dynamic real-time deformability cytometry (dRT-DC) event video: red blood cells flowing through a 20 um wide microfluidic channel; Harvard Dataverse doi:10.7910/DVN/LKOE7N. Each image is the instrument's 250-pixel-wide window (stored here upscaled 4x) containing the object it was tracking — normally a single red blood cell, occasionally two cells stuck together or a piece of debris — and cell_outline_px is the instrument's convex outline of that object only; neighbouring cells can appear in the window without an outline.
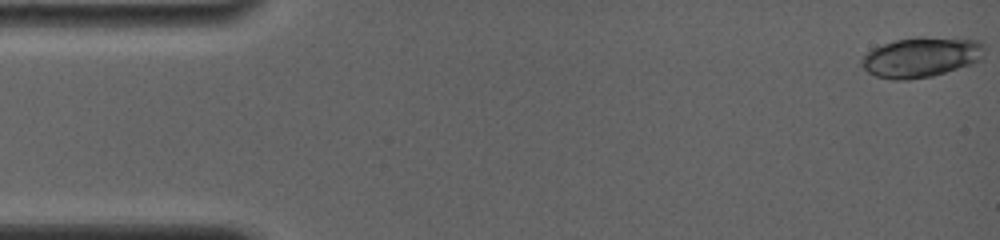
{"species": "common noctule bat (a hibernating species)", "species_latin": "Nyctalus noctula", "temperature_condition": "room temperature", "stored_images_in_passage": 24, "camera_frame_rate_fps": 4000, "um_per_image_px": 0.085, "animal": {"sex": "female", "body_mass_g": 19.0, "forearm_length_mm": 56.7}, "frame": {"image": 1, "passage_image": 1, "time_ms": 0.0, "image_size_px": [1000, 240], "cell_outline_px": [[984, 48], [980, 60], [972, 64], [932, 76], [908, 80], [892, 80], [876, 76], [868, 72], [860, 64], [860, 60], [872, 48], [896, 40], [920, 36], [924, 36], [980, 40], [984, 44]], "centroid_in_image_um": [78.3, 4.85], "position_along_channel_um": 6.7, "area_um2": 28.84}}
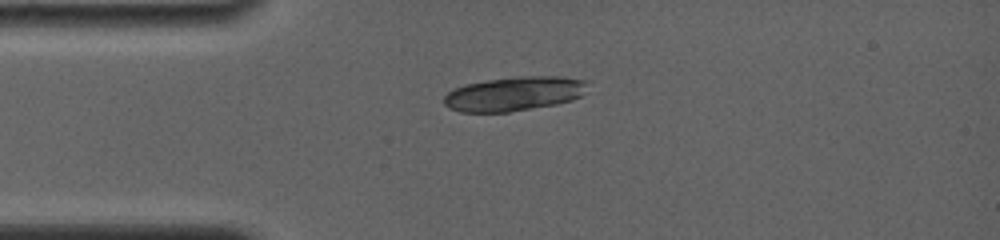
{"frame": {"image": 2, "passage_image": 21, "time_ms": 3.75, "image_size_px": [1000, 240], "cell_outline_px": [[588, 80], [580, 96], [572, 100], [556, 104], [508, 112], [460, 112], [444, 104], [444, 96], [448, 92], [456, 88], [468, 84], [488, 80], [520, 76], [560, 76]], "centroid_in_image_um": [43.71, 7.97], "position_along_channel_um": 41.3, "area_um2": 28.32}}